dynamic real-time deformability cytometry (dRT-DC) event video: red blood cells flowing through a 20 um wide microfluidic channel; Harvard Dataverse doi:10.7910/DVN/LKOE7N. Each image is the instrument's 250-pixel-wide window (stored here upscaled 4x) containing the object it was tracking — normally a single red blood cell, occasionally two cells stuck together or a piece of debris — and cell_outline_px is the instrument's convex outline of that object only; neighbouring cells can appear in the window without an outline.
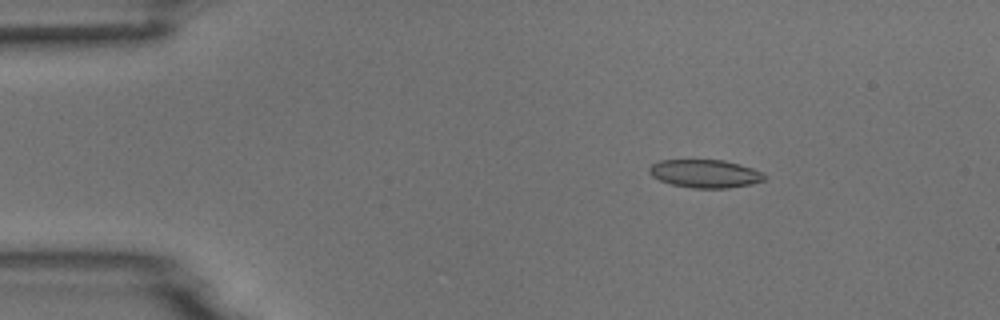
{"species": "common noctule bat (a hibernating species)", "species_latin": "Nyctalus noctula", "temperature_condition": "room temperature", "stored_images_in_passage": 5, "camera_frame_rate_fps": 3000, "um_per_image_px": 0.085, "animal": {"sex": "male", "body_mass_g": 18.8}, "frame": {"image": 1, "passage_image": 3, "time_ms": 2.333, "image_size_px": [1000, 320], "cell_outline_px": [[768, 176], [764, 180], [752, 184], [728, 188], [692, 188], [672, 184], [660, 180], [652, 176], [648, 172], [648, 168], [652, 164], [660, 160], [724, 160], [740, 164], [764, 172]], "centroid_in_image_um": [59.96, 14.76], "position_along_channel_um": 25.0, "area_um2": 19.02}}